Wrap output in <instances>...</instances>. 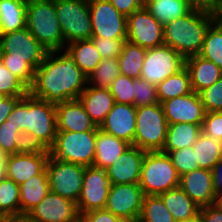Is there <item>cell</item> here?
<instances>
[{
  "instance_id": "14",
  "label": "cell",
  "mask_w": 222,
  "mask_h": 222,
  "mask_svg": "<svg viewBox=\"0 0 222 222\" xmlns=\"http://www.w3.org/2000/svg\"><path fill=\"white\" fill-rule=\"evenodd\" d=\"M110 185L106 170L94 166L85 167L82 189L77 202L80 216L92 210L105 208Z\"/></svg>"
},
{
  "instance_id": "29",
  "label": "cell",
  "mask_w": 222,
  "mask_h": 222,
  "mask_svg": "<svg viewBox=\"0 0 222 222\" xmlns=\"http://www.w3.org/2000/svg\"><path fill=\"white\" fill-rule=\"evenodd\" d=\"M27 0H0V34L26 27Z\"/></svg>"
},
{
  "instance_id": "54",
  "label": "cell",
  "mask_w": 222,
  "mask_h": 222,
  "mask_svg": "<svg viewBox=\"0 0 222 222\" xmlns=\"http://www.w3.org/2000/svg\"><path fill=\"white\" fill-rule=\"evenodd\" d=\"M195 7L214 11L219 5L220 0H190Z\"/></svg>"
},
{
  "instance_id": "48",
  "label": "cell",
  "mask_w": 222,
  "mask_h": 222,
  "mask_svg": "<svg viewBox=\"0 0 222 222\" xmlns=\"http://www.w3.org/2000/svg\"><path fill=\"white\" fill-rule=\"evenodd\" d=\"M202 133L222 141V112H208L202 124Z\"/></svg>"
},
{
  "instance_id": "51",
  "label": "cell",
  "mask_w": 222,
  "mask_h": 222,
  "mask_svg": "<svg viewBox=\"0 0 222 222\" xmlns=\"http://www.w3.org/2000/svg\"><path fill=\"white\" fill-rule=\"evenodd\" d=\"M200 222H222V211L213 205L200 207Z\"/></svg>"
},
{
  "instance_id": "59",
  "label": "cell",
  "mask_w": 222,
  "mask_h": 222,
  "mask_svg": "<svg viewBox=\"0 0 222 222\" xmlns=\"http://www.w3.org/2000/svg\"><path fill=\"white\" fill-rule=\"evenodd\" d=\"M214 16L217 18V20L222 22V10H214Z\"/></svg>"
},
{
  "instance_id": "55",
  "label": "cell",
  "mask_w": 222,
  "mask_h": 222,
  "mask_svg": "<svg viewBox=\"0 0 222 222\" xmlns=\"http://www.w3.org/2000/svg\"><path fill=\"white\" fill-rule=\"evenodd\" d=\"M7 222H40V221L32 218L29 214L21 213L15 216L8 217Z\"/></svg>"
},
{
  "instance_id": "43",
  "label": "cell",
  "mask_w": 222,
  "mask_h": 222,
  "mask_svg": "<svg viewBox=\"0 0 222 222\" xmlns=\"http://www.w3.org/2000/svg\"><path fill=\"white\" fill-rule=\"evenodd\" d=\"M134 105L136 107L158 104L156 86L142 78L134 79Z\"/></svg>"
},
{
  "instance_id": "25",
  "label": "cell",
  "mask_w": 222,
  "mask_h": 222,
  "mask_svg": "<svg viewBox=\"0 0 222 222\" xmlns=\"http://www.w3.org/2000/svg\"><path fill=\"white\" fill-rule=\"evenodd\" d=\"M129 146L126 141L104 132L97 126L93 166L106 170Z\"/></svg>"
},
{
  "instance_id": "24",
  "label": "cell",
  "mask_w": 222,
  "mask_h": 222,
  "mask_svg": "<svg viewBox=\"0 0 222 222\" xmlns=\"http://www.w3.org/2000/svg\"><path fill=\"white\" fill-rule=\"evenodd\" d=\"M185 67L190 75L192 90L197 94L222 77V70L218 66L199 55L186 58Z\"/></svg>"
},
{
  "instance_id": "27",
  "label": "cell",
  "mask_w": 222,
  "mask_h": 222,
  "mask_svg": "<svg viewBox=\"0 0 222 222\" xmlns=\"http://www.w3.org/2000/svg\"><path fill=\"white\" fill-rule=\"evenodd\" d=\"M175 221L199 219L198 206L180 187L160 194Z\"/></svg>"
},
{
  "instance_id": "34",
  "label": "cell",
  "mask_w": 222,
  "mask_h": 222,
  "mask_svg": "<svg viewBox=\"0 0 222 222\" xmlns=\"http://www.w3.org/2000/svg\"><path fill=\"white\" fill-rule=\"evenodd\" d=\"M147 49L125 41L118 56L120 74L131 78H140Z\"/></svg>"
},
{
  "instance_id": "33",
  "label": "cell",
  "mask_w": 222,
  "mask_h": 222,
  "mask_svg": "<svg viewBox=\"0 0 222 222\" xmlns=\"http://www.w3.org/2000/svg\"><path fill=\"white\" fill-rule=\"evenodd\" d=\"M192 148L200 168L212 170L222 158V141H217L204 133L200 134Z\"/></svg>"
},
{
  "instance_id": "44",
  "label": "cell",
  "mask_w": 222,
  "mask_h": 222,
  "mask_svg": "<svg viewBox=\"0 0 222 222\" xmlns=\"http://www.w3.org/2000/svg\"><path fill=\"white\" fill-rule=\"evenodd\" d=\"M199 95L206 113L222 112V77Z\"/></svg>"
},
{
  "instance_id": "30",
  "label": "cell",
  "mask_w": 222,
  "mask_h": 222,
  "mask_svg": "<svg viewBox=\"0 0 222 222\" xmlns=\"http://www.w3.org/2000/svg\"><path fill=\"white\" fill-rule=\"evenodd\" d=\"M65 49L74 58L77 67L87 76V78L102 60L92 39L72 42L66 45Z\"/></svg>"
},
{
  "instance_id": "41",
  "label": "cell",
  "mask_w": 222,
  "mask_h": 222,
  "mask_svg": "<svg viewBox=\"0 0 222 222\" xmlns=\"http://www.w3.org/2000/svg\"><path fill=\"white\" fill-rule=\"evenodd\" d=\"M168 155L180 176L184 173L200 169L199 163H196V157L192 146L171 151Z\"/></svg>"
},
{
  "instance_id": "36",
  "label": "cell",
  "mask_w": 222,
  "mask_h": 222,
  "mask_svg": "<svg viewBox=\"0 0 222 222\" xmlns=\"http://www.w3.org/2000/svg\"><path fill=\"white\" fill-rule=\"evenodd\" d=\"M137 222H175L160 195H144Z\"/></svg>"
},
{
  "instance_id": "60",
  "label": "cell",
  "mask_w": 222,
  "mask_h": 222,
  "mask_svg": "<svg viewBox=\"0 0 222 222\" xmlns=\"http://www.w3.org/2000/svg\"><path fill=\"white\" fill-rule=\"evenodd\" d=\"M7 219L5 214L0 210V222H7Z\"/></svg>"
},
{
  "instance_id": "5",
  "label": "cell",
  "mask_w": 222,
  "mask_h": 222,
  "mask_svg": "<svg viewBox=\"0 0 222 222\" xmlns=\"http://www.w3.org/2000/svg\"><path fill=\"white\" fill-rule=\"evenodd\" d=\"M180 175L167 153L146 151L139 186L144 195H160L179 187Z\"/></svg>"
},
{
  "instance_id": "21",
  "label": "cell",
  "mask_w": 222,
  "mask_h": 222,
  "mask_svg": "<svg viewBox=\"0 0 222 222\" xmlns=\"http://www.w3.org/2000/svg\"><path fill=\"white\" fill-rule=\"evenodd\" d=\"M56 118L58 131L85 132L97 127L79 99L56 104Z\"/></svg>"
},
{
  "instance_id": "31",
  "label": "cell",
  "mask_w": 222,
  "mask_h": 222,
  "mask_svg": "<svg viewBox=\"0 0 222 222\" xmlns=\"http://www.w3.org/2000/svg\"><path fill=\"white\" fill-rule=\"evenodd\" d=\"M195 6L190 0H159L146 9L162 25L187 15Z\"/></svg>"
},
{
  "instance_id": "32",
  "label": "cell",
  "mask_w": 222,
  "mask_h": 222,
  "mask_svg": "<svg viewBox=\"0 0 222 222\" xmlns=\"http://www.w3.org/2000/svg\"><path fill=\"white\" fill-rule=\"evenodd\" d=\"M157 98L161 104L171 98L180 97L193 92L190 75L186 67L169 76L156 86Z\"/></svg>"
},
{
  "instance_id": "6",
  "label": "cell",
  "mask_w": 222,
  "mask_h": 222,
  "mask_svg": "<svg viewBox=\"0 0 222 222\" xmlns=\"http://www.w3.org/2000/svg\"><path fill=\"white\" fill-rule=\"evenodd\" d=\"M96 133L97 127L85 132L58 131L49 155L64 162L93 166Z\"/></svg>"
},
{
  "instance_id": "46",
  "label": "cell",
  "mask_w": 222,
  "mask_h": 222,
  "mask_svg": "<svg viewBox=\"0 0 222 222\" xmlns=\"http://www.w3.org/2000/svg\"><path fill=\"white\" fill-rule=\"evenodd\" d=\"M91 39L102 59H118V56L121 54L122 51V46L126 41V39L100 38L97 36H92Z\"/></svg>"
},
{
  "instance_id": "13",
  "label": "cell",
  "mask_w": 222,
  "mask_h": 222,
  "mask_svg": "<svg viewBox=\"0 0 222 222\" xmlns=\"http://www.w3.org/2000/svg\"><path fill=\"white\" fill-rule=\"evenodd\" d=\"M126 41L150 49L164 44V25L160 24L146 8L127 16Z\"/></svg>"
},
{
  "instance_id": "62",
  "label": "cell",
  "mask_w": 222,
  "mask_h": 222,
  "mask_svg": "<svg viewBox=\"0 0 222 222\" xmlns=\"http://www.w3.org/2000/svg\"><path fill=\"white\" fill-rule=\"evenodd\" d=\"M215 10H222V0L220 1L219 5L216 7Z\"/></svg>"
},
{
  "instance_id": "28",
  "label": "cell",
  "mask_w": 222,
  "mask_h": 222,
  "mask_svg": "<svg viewBox=\"0 0 222 222\" xmlns=\"http://www.w3.org/2000/svg\"><path fill=\"white\" fill-rule=\"evenodd\" d=\"M202 133V125L176 123L168 125L162 152L169 153L182 148L191 147Z\"/></svg>"
},
{
  "instance_id": "56",
  "label": "cell",
  "mask_w": 222,
  "mask_h": 222,
  "mask_svg": "<svg viewBox=\"0 0 222 222\" xmlns=\"http://www.w3.org/2000/svg\"><path fill=\"white\" fill-rule=\"evenodd\" d=\"M7 154L0 147V180L5 179L7 177L6 173V160Z\"/></svg>"
},
{
  "instance_id": "20",
  "label": "cell",
  "mask_w": 222,
  "mask_h": 222,
  "mask_svg": "<svg viewBox=\"0 0 222 222\" xmlns=\"http://www.w3.org/2000/svg\"><path fill=\"white\" fill-rule=\"evenodd\" d=\"M179 187L200 207L213 204L215 192L211 170L197 169L180 176Z\"/></svg>"
},
{
  "instance_id": "19",
  "label": "cell",
  "mask_w": 222,
  "mask_h": 222,
  "mask_svg": "<svg viewBox=\"0 0 222 222\" xmlns=\"http://www.w3.org/2000/svg\"><path fill=\"white\" fill-rule=\"evenodd\" d=\"M146 151L130 145L106 169L111 184H139L141 167Z\"/></svg>"
},
{
  "instance_id": "15",
  "label": "cell",
  "mask_w": 222,
  "mask_h": 222,
  "mask_svg": "<svg viewBox=\"0 0 222 222\" xmlns=\"http://www.w3.org/2000/svg\"><path fill=\"white\" fill-rule=\"evenodd\" d=\"M143 198L139 184H111L104 209L123 220L137 222Z\"/></svg>"
},
{
  "instance_id": "23",
  "label": "cell",
  "mask_w": 222,
  "mask_h": 222,
  "mask_svg": "<svg viewBox=\"0 0 222 222\" xmlns=\"http://www.w3.org/2000/svg\"><path fill=\"white\" fill-rule=\"evenodd\" d=\"M78 99L83 104L86 113L98 127L115 104L114 97L109 89L91 87L88 84Z\"/></svg>"
},
{
  "instance_id": "17",
  "label": "cell",
  "mask_w": 222,
  "mask_h": 222,
  "mask_svg": "<svg viewBox=\"0 0 222 222\" xmlns=\"http://www.w3.org/2000/svg\"><path fill=\"white\" fill-rule=\"evenodd\" d=\"M28 214L40 222H75L81 217L77 203L51 191Z\"/></svg>"
},
{
  "instance_id": "53",
  "label": "cell",
  "mask_w": 222,
  "mask_h": 222,
  "mask_svg": "<svg viewBox=\"0 0 222 222\" xmlns=\"http://www.w3.org/2000/svg\"><path fill=\"white\" fill-rule=\"evenodd\" d=\"M211 172L215 194L222 192V158L215 164Z\"/></svg>"
},
{
  "instance_id": "63",
  "label": "cell",
  "mask_w": 222,
  "mask_h": 222,
  "mask_svg": "<svg viewBox=\"0 0 222 222\" xmlns=\"http://www.w3.org/2000/svg\"><path fill=\"white\" fill-rule=\"evenodd\" d=\"M75 222H85L81 217Z\"/></svg>"
},
{
  "instance_id": "45",
  "label": "cell",
  "mask_w": 222,
  "mask_h": 222,
  "mask_svg": "<svg viewBox=\"0 0 222 222\" xmlns=\"http://www.w3.org/2000/svg\"><path fill=\"white\" fill-rule=\"evenodd\" d=\"M3 65L28 88L33 84L35 70L24 60L1 59Z\"/></svg>"
},
{
  "instance_id": "7",
  "label": "cell",
  "mask_w": 222,
  "mask_h": 222,
  "mask_svg": "<svg viewBox=\"0 0 222 222\" xmlns=\"http://www.w3.org/2000/svg\"><path fill=\"white\" fill-rule=\"evenodd\" d=\"M168 125L160 103L137 107L134 146L144 151H162Z\"/></svg>"
},
{
  "instance_id": "16",
  "label": "cell",
  "mask_w": 222,
  "mask_h": 222,
  "mask_svg": "<svg viewBox=\"0 0 222 222\" xmlns=\"http://www.w3.org/2000/svg\"><path fill=\"white\" fill-rule=\"evenodd\" d=\"M161 105L169 125L176 123L203 124L206 111L200 95L194 91L163 101Z\"/></svg>"
},
{
  "instance_id": "12",
  "label": "cell",
  "mask_w": 222,
  "mask_h": 222,
  "mask_svg": "<svg viewBox=\"0 0 222 222\" xmlns=\"http://www.w3.org/2000/svg\"><path fill=\"white\" fill-rule=\"evenodd\" d=\"M92 36L110 39L127 38V17L108 0H89Z\"/></svg>"
},
{
  "instance_id": "1",
  "label": "cell",
  "mask_w": 222,
  "mask_h": 222,
  "mask_svg": "<svg viewBox=\"0 0 222 222\" xmlns=\"http://www.w3.org/2000/svg\"><path fill=\"white\" fill-rule=\"evenodd\" d=\"M87 79L66 49L48 51L35 70L29 93L56 105L78 99L87 86Z\"/></svg>"
},
{
  "instance_id": "52",
  "label": "cell",
  "mask_w": 222,
  "mask_h": 222,
  "mask_svg": "<svg viewBox=\"0 0 222 222\" xmlns=\"http://www.w3.org/2000/svg\"><path fill=\"white\" fill-rule=\"evenodd\" d=\"M22 97L4 96L0 101V125L7 120L16 102Z\"/></svg>"
},
{
  "instance_id": "40",
  "label": "cell",
  "mask_w": 222,
  "mask_h": 222,
  "mask_svg": "<svg viewBox=\"0 0 222 222\" xmlns=\"http://www.w3.org/2000/svg\"><path fill=\"white\" fill-rule=\"evenodd\" d=\"M134 78L120 74L115 78L109 91L115 102L134 105Z\"/></svg>"
},
{
  "instance_id": "58",
  "label": "cell",
  "mask_w": 222,
  "mask_h": 222,
  "mask_svg": "<svg viewBox=\"0 0 222 222\" xmlns=\"http://www.w3.org/2000/svg\"><path fill=\"white\" fill-rule=\"evenodd\" d=\"M159 0H141L143 8H146L149 4H153Z\"/></svg>"
},
{
  "instance_id": "3",
  "label": "cell",
  "mask_w": 222,
  "mask_h": 222,
  "mask_svg": "<svg viewBox=\"0 0 222 222\" xmlns=\"http://www.w3.org/2000/svg\"><path fill=\"white\" fill-rule=\"evenodd\" d=\"M7 121L20 132L36 135L50 149L56 138V105L36 98L30 93L20 98L14 105Z\"/></svg>"
},
{
  "instance_id": "50",
  "label": "cell",
  "mask_w": 222,
  "mask_h": 222,
  "mask_svg": "<svg viewBox=\"0 0 222 222\" xmlns=\"http://www.w3.org/2000/svg\"><path fill=\"white\" fill-rule=\"evenodd\" d=\"M124 16L131 15L134 11L141 9V0H108Z\"/></svg>"
},
{
  "instance_id": "26",
  "label": "cell",
  "mask_w": 222,
  "mask_h": 222,
  "mask_svg": "<svg viewBox=\"0 0 222 222\" xmlns=\"http://www.w3.org/2000/svg\"><path fill=\"white\" fill-rule=\"evenodd\" d=\"M20 187V214H28L50 191L46 168L30 177Z\"/></svg>"
},
{
  "instance_id": "61",
  "label": "cell",
  "mask_w": 222,
  "mask_h": 222,
  "mask_svg": "<svg viewBox=\"0 0 222 222\" xmlns=\"http://www.w3.org/2000/svg\"><path fill=\"white\" fill-rule=\"evenodd\" d=\"M175 222H200V219L185 220V221H175Z\"/></svg>"
},
{
  "instance_id": "2",
  "label": "cell",
  "mask_w": 222,
  "mask_h": 222,
  "mask_svg": "<svg viewBox=\"0 0 222 222\" xmlns=\"http://www.w3.org/2000/svg\"><path fill=\"white\" fill-rule=\"evenodd\" d=\"M216 20L212 10L194 7L187 15L164 25V44L185 59L199 55L206 33Z\"/></svg>"
},
{
  "instance_id": "9",
  "label": "cell",
  "mask_w": 222,
  "mask_h": 222,
  "mask_svg": "<svg viewBox=\"0 0 222 222\" xmlns=\"http://www.w3.org/2000/svg\"><path fill=\"white\" fill-rule=\"evenodd\" d=\"M47 53L48 50L36 40L27 27L0 34V59L24 60L36 70Z\"/></svg>"
},
{
  "instance_id": "38",
  "label": "cell",
  "mask_w": 222,
  "mask_h": 222,
  "mask_svg": "<svg viewBox=\"0 0 222 222\" xmlns=\"http://www.w3.org/2000/svg\"><path fill=\"white\" fill-rule=\"evenodd\" d=\"M0 210L7 218L20 214V187L7 177L0 180Z\"/></svg>"
},
{
  "instance_id": "4",
  "label": "cell",
  "mask_w": 222,
  "mask_h": 222,
  "mask_svg": "<svg viewBox=\"0 0 222 222\" xmlns=\"http://www.w3.org/2000/svg\"><path fill=\"white\" fill-rule=\"evenodd\" d=\"M26 27L48 51L65 49L55 0H27Z\"/></svg>"
},
{
  "instance_id": "37",
  "label": "cell",
  "mask_w": 222,
  "mask_h": 222,
  "mask_svg": "<svg viewBox=\"0 0 222 222\" xmlns=\"http://www.w3.org/2000/svg\"><path fill=\"white\" fill-rule=\"evenodd\" d=\"M120 75L119 61L114 58H104L87 79L91 87L109 89L113 81Z\"/></svg>"
},
{
  "instance_id": "42",
  "label": "cell",
  "mask_w": 222,
  "mask_h": 222,
  "mask_svg": "<svg viewBox=\"0 0 222 222\" xmlns=\"http://www.w3.org/2000/svg\"><path fill=\"white\" fill-rule=\"evenodd\" d=\"M16 154L17 153H34L49 154L50 149L36 135L21 131L15 137Z\"/></svg>"
},
{
  "instance_id": "10",
  "label": "cell",
  "mask_w": 222,
  "mask_h": 222,
  "mask_svg": "<svg viewBox=\"0 0 222 222\" xmlns=\"http://www.w3.org/2000/svg\"><path fill=\"white\" fill-rule=\"evenodd\" d=\"M85 167L58 160L49 155L45 168L50 191L77 203L82 189Z\"/></svg>"
},
{
  "instance_id": "35",
  "label": "cell",
  "mask_w": 222,
  "mask_h": 222,
  "mask_svg": "<svg viewBox=\"0 0 222 222\" xmlns=\"http://www.w3.org/2000/svg\"><path fill=\"white\" fill-rule=\"evenodd\" d=\"M202 58L212 61L222 70V22L216 20L208 29L202 49Z\"/></svg>"
},
{
  "instance_id": "39",
  "label": "cell",
  "mask_w": 222,
  "mask_h": 222,
  "mask_svg": "<svg viewBox=\"0 0 222 222\" xmlns=\"http://www.w3.org/2000/svg\"><path fill=\"white\" fill-rule=\"evenodd\" d=\"M29 93V88L14 76L0 59V94L3 96L23 97Z\"/></svg>"
},
{
  "instance_id": "57",
  "label": "cell",
  "mask_w": 222,
  "mask_h": 222,
  "mask_svg": "<svg viewBox=\"0 0 222 222\" xmlns=\"http://www.w3.org/2000/svg\"><path fill=\"white\" fill-rule=\"evenodd\" d=\"M212 205L222 211V192L215 194Z\"/></svg>"
},
{
  "instance_id": "18",
  "label": "cell",
  "mask_w": 222,
  "mask_h": 222,
  "mask_svg": "<svg viewBox=\"0 0 222 222\" xmlns=\"http://www.w3.org/2000/svg\"><path fill=\"white\" fill-rule=\"evenodd\" d=\"M136 112L135 105L115 102L99 128L134 146Z\"/></svg>"
},
{
  "instance_id": "49",
  "label": "cell",
  "mask_w": 222,
  "mask_h": 222,
  "mask_svg": "<svg viewBox=\"0 0 222 222\" xmlns=\"http://www.w3.org/2000/svg\"><path fill=\"white\" fill-rule=\"evenodd\" d=\"M85 222H123L120 217L105 209L92 210L81 215Z\"/></svg>"
},
{
  "instance_id": "22",
  "label": "cell",
  "mask_w": 222,
  "mask_h": 222,
  "mask_svg": "<svg viewBox=\"0 0 222 222\" xmlns=\"http://www.w3.org/2000/svg\"><path fill=\"white\" fill-rule=\"evenodd\" d=\"M49 154L17 153L7 156V178L20 185L45 167Z\"/></svg>"
},
{
  "instance_id": "47",
  "label": "cell",
  "mask_w": 222,
  "mask_h": 222,
  "mask_svg": "<svg viewBox=\"0 0 222 222\" xmlns=\"http://www.w3.org/2000/svg\"><path fill=\"white\" fill-rule=\"evenodd\" d=\"M19 133L20 131L7 120L0 125V147L7 155L16 154L14 139Z\"/></svg>"
},
{
  "instance_id": "11",
  "label": "cell",
  "mask_w": 222,
  "mask_h": 222,
  "mask_svg": "<svg viewBox=\"0 0 222 222\" xmlns=\"http://www.w3.org/2000/svg\"><path fill=\"white\" fill-rule=\"evenodd\" d=\"M185 67V58L168 45L147 49L140 78L157 86Z\"/></svg>"
},
{
  "instance_id": "8",
  "label": "cell",
  "mask_w": 222,
  "mask_h": 222,
  "mask_svg": "<svg viewBox=\"0 0 222 222\" xmlns=\"http://www.w3.org/2000/svg\"><path fill=\"white\" fill-rule=\"evenodd\" d=\"M55 10L65 46L75 41L91 39L89 0H55Z\"/></svg>"
}]
</instances>
